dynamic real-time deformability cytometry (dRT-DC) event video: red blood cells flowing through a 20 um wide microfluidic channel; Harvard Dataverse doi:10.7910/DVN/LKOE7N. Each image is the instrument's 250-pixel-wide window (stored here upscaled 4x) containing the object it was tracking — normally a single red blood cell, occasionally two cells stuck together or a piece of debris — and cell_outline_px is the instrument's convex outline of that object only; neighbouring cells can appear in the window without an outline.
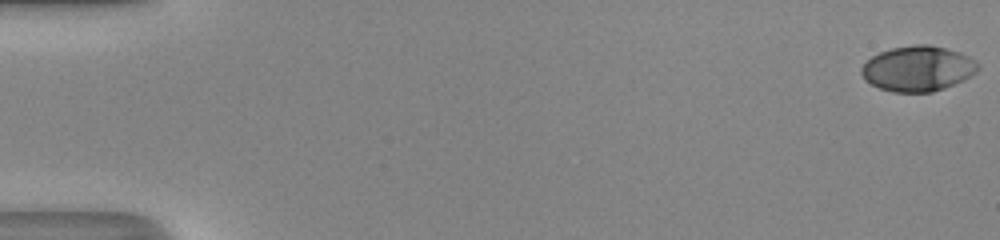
{"species": "human", "species_latin": "Homo sapiens", "temperature_condition": "room temperature", "stored_images_in_passage": 52, "camera_frame_rate_fps": 3000, "um_per_image_px": 0.085, "donor": {"sex": "male"}, "frame": {"image": 1, "passage_image": 1, "time_ms": 0.0, "image_size_px": [1000, 240], "cell_outline_px": [[980, 68], [976, 72], [944, 88], [932, 92], [892, 92], [880, 88], [872, 84], [860, 72], [860, 68], [872, 56], [880, 52], [892, 48], [916, 44], [928, 44], [944, 48], [956, 52], [964, 56], [976, 64]], "centroid_in_image_um": [77.95, 5.83], "position_along_channel_um": 7.0, "area_um2": 29.94}}
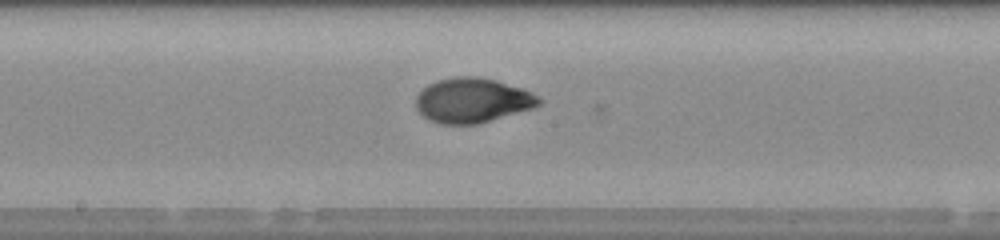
{"frame": {"image": 2, "passage_image": 29, "time_ms": 9.333, "image_size_px": [1000, 240], "cell_outline_px": [[540, 104], [532, 108], [476, 124], [440, 124], [428, 120], [416, 108], [416, 96], [428, 84], [436, 80], [456, 76], [476, 76], [496, 80], [520, 88], [536, 96], [540, 100]], "centroid_in_image_um": [40.09, 8.53], "position_along_channel_um": 208.1, "area_um2": 31.67}}
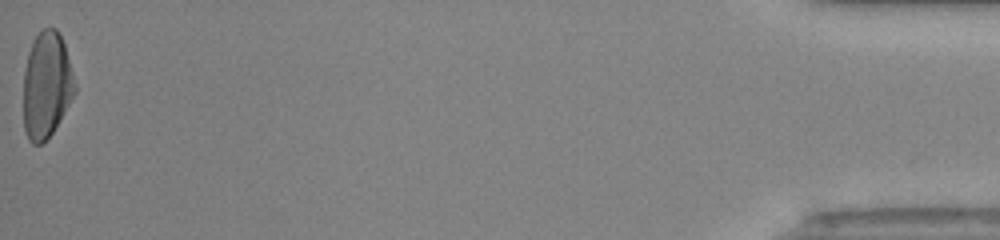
{"frame": {"image": 3, "passage_image": 52, "time_ms": 17.0, "image_size_px": [1000, 240], "cell_outline_px": [[76, 92], [52, 132], [40, 144], [32, 144], [28, 140], [24, 132], [24, 72], [28, 52], [36, 36], [44, 28], [56, 28], [60, 32], [64, 44], [72, 72], [76, 88]], "centroid_in_image_um": [3.95, 7.23], "position_along_channel_um": 431.3, "area_um2": 31.5}, "authors_computed_cell_mechanics": {"area_um2": 30.9519, "velocity_mm_per_s": 4.1937, "shape_relaxation_time_tau1_ms": 3.7559, "shape_relaxation_time_tau2_ms": 0.9444, "deformation_change_tau1": 0.1904, "deformation_change_tau2": 0.0481}}